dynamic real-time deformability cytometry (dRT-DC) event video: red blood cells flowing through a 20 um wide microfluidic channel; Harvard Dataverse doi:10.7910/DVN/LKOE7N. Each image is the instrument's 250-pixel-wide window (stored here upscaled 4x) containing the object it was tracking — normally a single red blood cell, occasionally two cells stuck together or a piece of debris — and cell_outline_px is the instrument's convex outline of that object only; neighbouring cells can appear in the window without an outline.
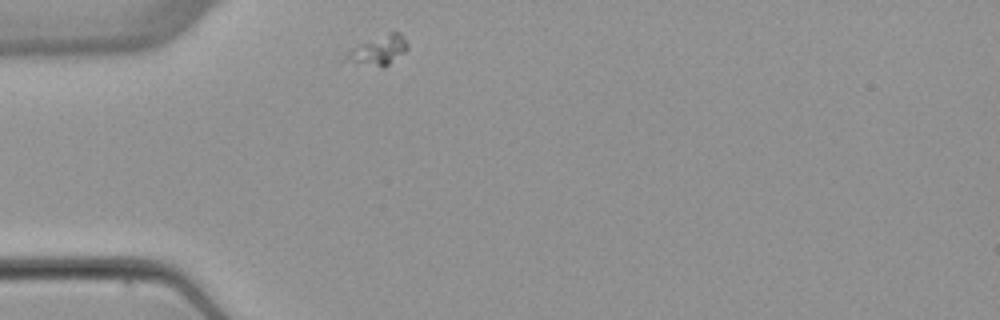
{"species": "common noctule bat (a hibernating species)", "species_latin": "Nyctalus noctula", "temperature_condition": "warm", "stored_images_in_passage": 1, "camera_frame_rate_fps": 3000, "um_per_image_px": 0.085, "animal": {"sex": "female", "body_mass_g": 22.7, "forearm_length_mm": 54.2}, "frame": {"image": 1, "passage_image": 1, "time_ms": 0.0, "image_size_px": [1000, 320], "cell_outline_px": [[408, 48], [404, 52], [384, 68], [380, 68], [340, 60], [344, 52], [368, 40], [388, 32], [400, 32], [404, 36], [408, 44]], "centroid_in_image_um": [32.11, 4.29], "position_along_channel_um": 52.9, "area_um2": 10.87}}